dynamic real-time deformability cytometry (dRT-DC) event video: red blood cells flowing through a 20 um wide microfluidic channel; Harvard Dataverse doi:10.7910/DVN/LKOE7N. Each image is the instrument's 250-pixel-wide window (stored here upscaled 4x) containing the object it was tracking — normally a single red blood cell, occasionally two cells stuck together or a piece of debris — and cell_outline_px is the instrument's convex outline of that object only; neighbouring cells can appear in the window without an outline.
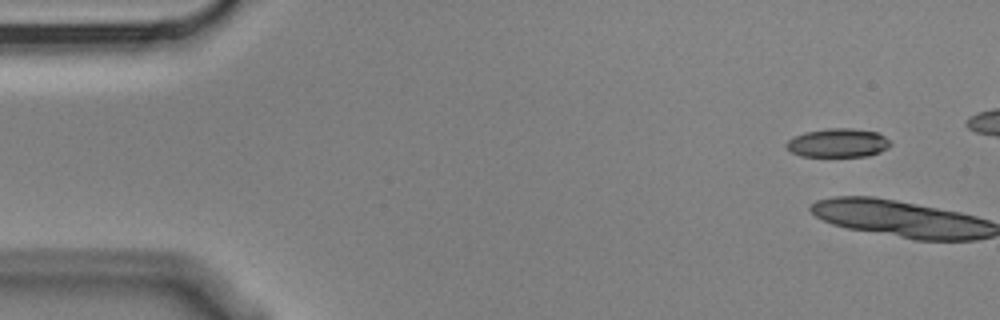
{"species": "Egyptian fruit bat (a non-hibernating species)", "species_latin": "Rousettus aegyptiacus", "temperature_condition": "cold", "stored_images_in_passage": 4, "camera_frame_rate_fps": 3000, "um_per_image_px": 0.085, "animal": {"sex": "male"}, "frame": {"image": 1, "passage_image": 1, "time_ms": 0.0, "image_size_px": [1000, 320], "cell_outline_px": [[892, 144], [888, 148], [880, 152], [868, 156], [800, 156], [792, 152], [784, 144], [788, 140], [804, 132], [828, 128], [852, 128], [876, 132], [884, 136]], "centroid_in_image_um": [71.23, 12.14], "position_along_channel_um": 13.8, "area_um2": 17.4}}